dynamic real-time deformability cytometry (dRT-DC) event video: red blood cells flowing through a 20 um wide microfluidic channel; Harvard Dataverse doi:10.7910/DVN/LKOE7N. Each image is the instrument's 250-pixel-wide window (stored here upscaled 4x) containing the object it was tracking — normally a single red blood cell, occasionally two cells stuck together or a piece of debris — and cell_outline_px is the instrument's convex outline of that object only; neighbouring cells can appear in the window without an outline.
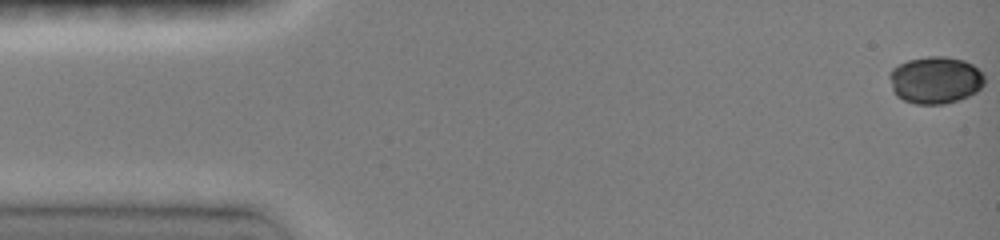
{"species": "common noctule bat (a hibernating species)", "species_latin": "Nyctalus noctula", "temperature_condition": "room temperature", "stored_images_in_passage": 34, "camera_frame_rate_fps": 3000, "um_per_image_px": 0.085, "animal": {"sex": "female", "body_mass_g": 19.0, "forearm_length_mm": 51.5}, "frame": {"image": 1, "passage_image": 1, "time_ms": 0.0, "image_size_px": [1000, 240], "cell_outline_px": [[984, 84], [976, 92], [968, 96], [944, 104], [916, 104], [904, 100], [896, 96], [892, 92], [888, 76], [888, 72], [892, 68], [908, 60], [928, 56], [944, 56], [964, 60], [972, 64], [984, 76]], "centroid_in_image_um": [79.46, 6.8], "position_along_channel_um": 5.5, "area_um2": 26.24}}
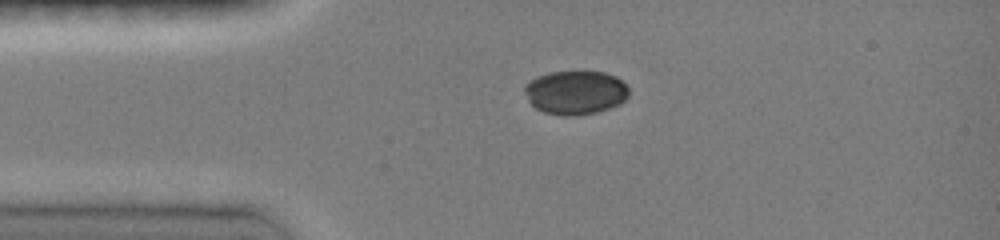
{"frame": {"image": 2, "passage_image": 20, "time_ms": 3.333, "image_size_px": [1000, 240], "cell_outline_px": [[628, 96], [620, 104], [596, 112], [576, 116], [560, 116], [544, 112], [536, 108], [528, 100], [524, 92], [524, 84], [536, 76], [548, 72], [604, 72], [616, 76], [628, 88]], "centroid_in_image_um": [48.88, 7.87], "position_along_channel_um": 36.1, "area_um2": 26.7}}